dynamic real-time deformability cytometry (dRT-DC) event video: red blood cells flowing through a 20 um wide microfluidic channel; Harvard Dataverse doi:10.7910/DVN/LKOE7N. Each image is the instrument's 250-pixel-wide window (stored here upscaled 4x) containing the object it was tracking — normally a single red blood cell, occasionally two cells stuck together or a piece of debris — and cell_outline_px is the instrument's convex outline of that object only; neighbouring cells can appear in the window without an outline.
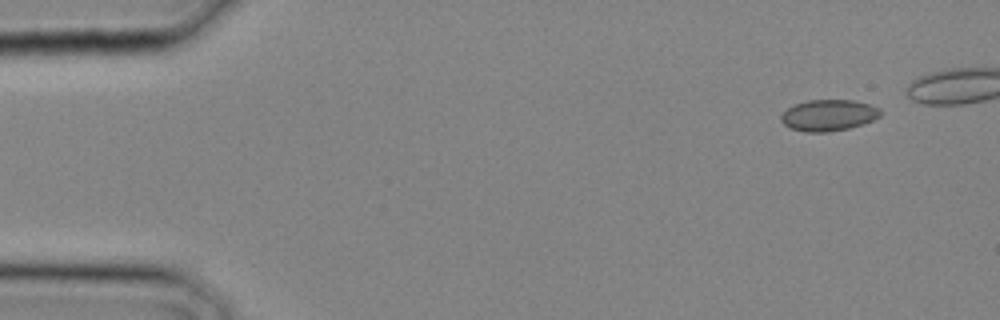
{"species": "common noctule bat (a hibernating species)", "species_latin": "Nyctalus noctula", "temperature_condition": "cold", "stored_images_in_passage": 6, "camera_frame_rate_fps": 3000, "um_per_image_px": 0.085, "animal": {"sex": "male", "body_mass_g": 20.4}, "frame": {"image": 1, "passage_image": 1, "time_ms": 0.0, "image_size_px": [1000, 320], "cell_outline_px": [[884, 112], [880, 116], [864, 124], [848, 128], [828, 132], [808, 132], [788, 128], [780, 120], [780, 116], [788, 108], [796, 104], [808, 100], [852, 100], [868, 104], [880, 108]], "centroid_in_image_um": [70.44, 9.8], "position_along_channel_um": 14.6, "area_um2": 18.15}}